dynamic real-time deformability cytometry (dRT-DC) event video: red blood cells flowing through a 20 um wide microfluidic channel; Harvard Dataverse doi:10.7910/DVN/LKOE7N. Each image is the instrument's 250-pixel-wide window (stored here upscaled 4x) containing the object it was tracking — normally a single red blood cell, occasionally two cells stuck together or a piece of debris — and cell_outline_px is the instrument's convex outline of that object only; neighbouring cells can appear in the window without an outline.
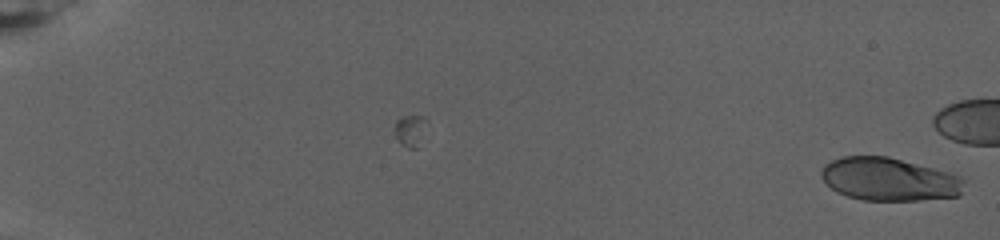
{"species": "human", "species_latin": "Homo sapiens", "temperature_condition": "warm", "stored_images_in_passage": 73, "camera_frame_rate_fps": 3000, "um_per_image_px": 0.085, "donor": {"sex": "female"}, "frame": {"image": 1, "passage_image": 1, "time_ms": 0.0, "image_size_px": [1000, 240], "cell_outline_px": [[964, 180], [960, 196], [916, 200], [864, 200], [848, 196], [836, 192], [820, 176], [820, 172], [824, 164], [832, 160], [844, 156], [888, 156], [948, 172], [960, 176]], "centroid_in_image_um": [75.55, 15.23], "position_along_channel_um": 9.4, "area_um2": 35.66}}
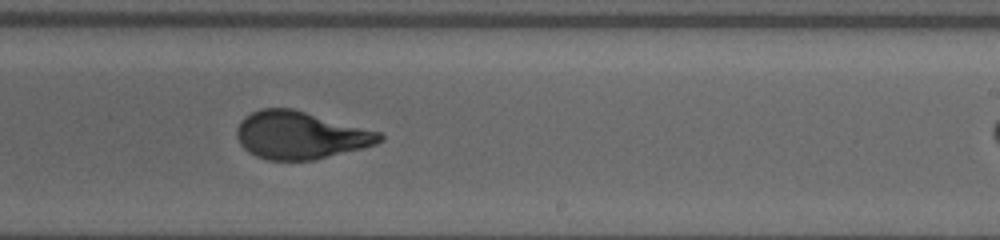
{"frame": {"image": 2, "passage_image": 54, "time_ms": 17.667, "image_size_px": [1000, 240], "cell_outline_px": [[384, 140], [376, 144], [364, 148], [312, 160], [268, 160], [256, 156], [248, 152], [240, 144], [236, 136], [236, 128], [240, 120], [244, 116], [260, 108], [292, 108], [380, 132], [384, 136]], "centroid_in_image_um": [25.5, 11.49], "position_along_channel_um": 263.5, "area_um2": 39.71}}
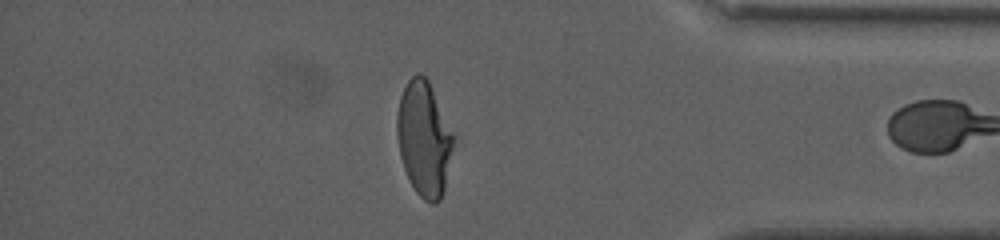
{"frame": {"image": 3, "passage_image": 72, "time_ms": 23.667, "image_size_px": [1000, 240], "cell_outline_px": [[456, 136], [444, 188], [440, 200], [436, 204], [432, 204], [424, 200], [416, 192], [404, 168], [400, 156], [396, 136], [396, 112], [400, 96], [408, 80], [416, 72], [420, 72], [428, 80]], "centroid_in_image_um": [36.04, 11.76], "position_along_channel_um": 399.2, "area_um2": 38.09}}